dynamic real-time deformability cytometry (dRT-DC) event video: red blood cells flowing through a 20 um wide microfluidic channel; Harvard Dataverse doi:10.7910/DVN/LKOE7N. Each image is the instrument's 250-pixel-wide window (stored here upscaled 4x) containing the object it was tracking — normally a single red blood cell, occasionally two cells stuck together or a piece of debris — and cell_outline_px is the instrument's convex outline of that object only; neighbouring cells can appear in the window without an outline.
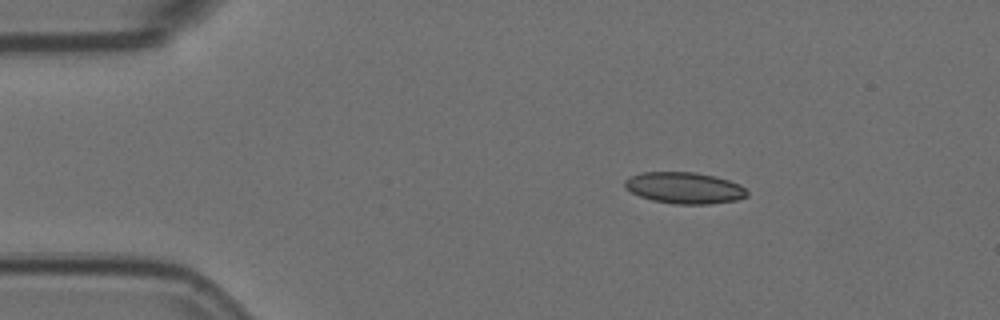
{"species": "Egyptian fruit bat (a non-hibernating species)", "species_latin": "Rousettus aegyptiacus", "temperature_condition": "room temperature", "stored_images_in_passage": 4, "camera_frame_rate_fps": 3000, "um_per_image_px": 0.085, "animal": {"sex": "female"}, "frame": {"image": 1, "passage_image": 2, "time_ms": 0.333, "image_size_px": [1000, 320], "cell_outline_px": [[748, 196], [736, 200], [708, 204], [676, 204], [652, 200], [640, 196], [624, 188], [624, 180], [632, 176], [644, 172], [696, 172], [716, 176], [740, 184], [748, 192]], "centroid_in_image_um": [58.19, 15.97], "position_along_channel_um": 26.8, "area_um2": 22.37}}
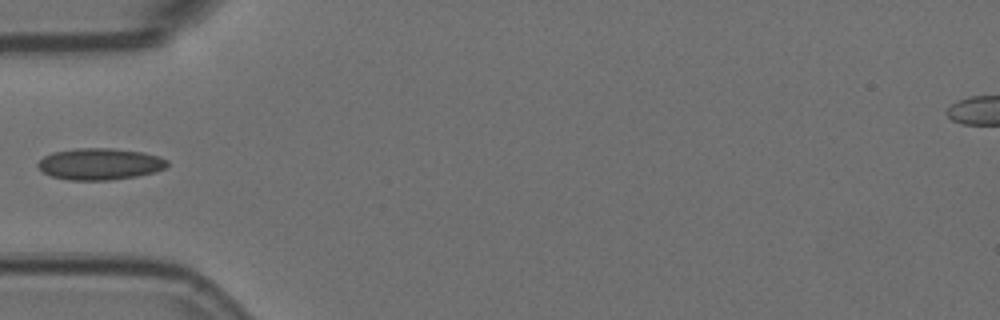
{"frame": {"image": 2, "passage_image": 4, "time_ms": 1.0, "image_size_px": [1000, 320], "cell_outline_px": [[168, 164], [164, 168], [156, 172], [136, 176], [108, 180], [68, 180], [52, 176], [44, 172], [36, 164], [44, 156], [52, 152], [76, 148], [112, 148], [144, 152], [160, 156], [168, 160]], "centroid_in_image_um": [8.51, 13.93], "position_along_channel_um": 76.5, "area_um2": 23.87}}